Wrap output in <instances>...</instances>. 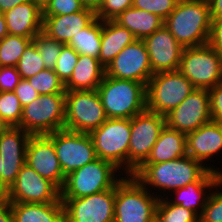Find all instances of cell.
Wrapping results in <instances>:
<instances>
[{
  "instance_id": "cell-1",
  "label": "cell",
  "mask_w": 222,
  "mask_h": 222,
  "mask_svg": "<svg viewBox=\"0 0 222 222\" xmlns=\"http://www.w3.org/2000/svg\"><path fill=\"white\" fill-rule=\"evenodd\" d=\"M208 170L200 161L186 155L159 164H142L132 176L149 191L153 188L155 191L163 190V195L168 198V192L164 194V191L174 192L189 183L196 182Z\"/></svg>"
},
{
  "instance_id": "cell-18",
  "label": "cell",
  "mask_w": 222,
  "mask_h": 222,
  "mask_svg": "<svg viewBox=\"0 0 222 222\" xmlns=\"http://www.w3.org/2000/svg\"><path fill=\"white\" fill-rule=\"evenodd\" d=\"M26 164L59 190L65 182L53 141L47 135H31L26 148Z\"/></svg>"
},
{
  "instance_id": "cell-35",
  "label": "cell",
  "mask_w": 222,
  "mask_h": 222,
  "mask_svg": "<svg viewBox=\"0 0 222 222\" xmlns=\"http://www.w3.org/2000/svg\"><path fill=\"white\" fill-rule=\"evenodd\" d=\"M16 67L21 79L33 77L45 69L42 57L33 42L26 47Z\"/></svg>"
},
{
  "instance_id": "cell-8",
  "label": "cell",
  "mask_w": 222,
  "mask_h": 222,
  "mask_svg": "<svg viewBox=\"0 0 222 222\" xmlns=\"http://www.w3.org/2000/svg\"><path fill=\"white\" fill-rule=\"evenodd\" d=\"M65 95L66 93L39 95L23 107L18 127L31 135H48L64 129Z\"/></svg>"
},
{
  "instance_id": "cell-42",
  "label": "cell",
  "mask_w": 222,
  "mask_h": 222,
  "mask_svg": "<svg viewBox=\"0 0 222 222\" xmlns=\"http://www.w3.org/2000/svg\"><path fill=\"white\" fill-rule=\"evenodd\" d=\"M208 91L212 121L222 123V81Z\"/></svg>"
},
{
  "instance_id": "cell-25",
  "label": "cell",
  "mask_w": 222,
  "mask_h": 222,
  "mask_svg": "<svg viewBox=\"0 0 222 222\" xmlns=\"http://www.w3.org/2000/svg\"><path fill=\"white\" fill-rule=\"evenodd\" d=\"M187 155L186 134L169 128L162 129L158 139L143 164H159Z\"/></svg>"
},
{
  "instance_id": "cell-3",
  "label": "cell",
  "mask_w": 222,
  "mask_h": 222,
  "mask_svg": "<svg viewBox=\"0 0 222 222\" xmlns=\"http://www.w3.org/2000/svg\"><path fill=\"white\" fill-rule=\"evenodd\" d=\"M107 118L131 119L146 110V85L104 75L97 88Z\"/></svg>"
},
{
  "instance_id": "cell-12",
  "label": "cell",
  "mask_w": 222,
  "mask_h": 222,
  "mask_svg": "<svg viewBox=\"0 0 222 222\" xmlns=\"http://www.w3.org/2000/svg\"><path fill=\"white\" fill-rule=\"evenodd\" d=\"M47 136L53 141L65 176L97 159L89 133L60 129Z\"/></svg>"
},
{
  "instance_id": "cell-13",
  "label": "cell",
  "mask_w": 222,
  "mask_h": 222,
  "mask_svg": "<svg viewBox=\"0 0 222 222\" xmlns=\"http://www.w3.org/2000/svg\"><path fill=\"white\" fill-rule=\"evenodd\" d=\"M65 222H114L115 187L81 198H60Z\"/></svg>"
},
{
  "instance_id": "cell-36",
  "label": "cell",
  "mask_w": 222,
  "mask_h": 222,
  "mask_svg": "<svg viewBox=\"0 0 222 222\" xmlns=\"http://www.w3.org/2000/svg\"><path fill=\"white\" fill-rule=\"evenodd\" d=\"M219 187V189H217ZM222 178L210 192L209 198L199 216V222H222ZM215 190V191H214Z\"/></svg>"
},
{
  "instance_id": "cell-27",
  "label": "cell",
  "mask_w": 222,
  "mask_h": 222,
  "mask_svg": "<svg viewBox=\"0 0 222 222\" xmlns=\"http://www.w3.org/2000/svg\"><path fill=\"white\" fill-rule=\"evenodd\" d=\"M14 222H65L63 202L15 203L11 202Z\"/></svg>"
},
{
  "instance_id": "cell-9",
  "label": "cell",
  "mask_w": 222,
  "mask_h": 222,
  "mask_svg": "<svg viewBox=\"0 0 222 222\" xmlns=\"http://www.w3.org/2000/svg\"><path fill=\"white\" fill-rule=\"evenodd\" d=\"M197 89H211L222 81V54L209 44L184 48L178 69Z\"/></svg>"
},
{
  "instance_id": "cell-15",
  "label": "cell",
  "mask_w": 222,
  "mask_h": 222,
  "mask_svg": "<svg viewBox=\"0 0 222 222\" xmlns=\"http://www.w3.org/2000/svg\"><path fill=\"white\" fill-rule=\"evenodd\" d=\"M105 75L147 85L154 74L143 40L136 39L123 48L105 68Z\"/></svg>"
},
{
  "instance_id": "cell-48",
  "label": "cell",
  "mask_w": 222,
  "mask_h": 222,
  "mask_svg": "<svg viewBox=\"0 0 222 222\" xmlns=\"http://www.w3.org/2000/svg\"><path fill=\"white\" fill-rule=\"evenodd\" d=\"M81 3L85 8L91 9L96 13L101 7L103 0H81Z\"/></svg>"
},
{
  "instance_id": "cell-26",
  "label": "cell",
  "mask_w": 222,
  "mask_h": 222,
  "mask_svg": "<svg viewBox=\"0 0 222 222\" xmlns=\"http://www.w3.org/2000/svg\"><path fill=\"white\" fill-rule=\"evenodd\" d=\"M135 40L132 32L114 20L102 21L99 62L106 68L123 48Z\"/></svg>"
},
{
  "instance_id": "cell-22",
  "label": "cell",
  "mask_w": 222,
  "mask_h": 222,
  "mask_svg": "<svg viewBox=\"0 0 222 222\" xmlns=\"http://www.w3.org/2000/svg\"><path fill=\"white\" fill-rule=\"evenodd\" d=\"M221 178V174L208 170L198 181L189 183L172 192L173 195L175 194V198L172 197L168 200L175 205L192 210L200 216L210 192L213 190L212 188ZM205 190H208L209 193Z\"/></svg>"
},
{
  "instance_id": "cell-31",
  "label": "cell",
  "mask_w": 222,
  "mask_h": 222,
  "mask_svg": "<svg viewBox=\"0 0 222 222\" xmlns=\"http://www.w3.org/2000/svg\"><path fill=\"white\" fill-rule=\"evenodd\" d=\"M31 38L17 35H6L0 40V67H16Z\"/></svg>"
},
{
  "instance_id": "cell-46",
  "label": "cell",
  "mask_w": 222,
  "mask_h": 222,
  "mask_svg": "<svg viewBox=\"0 0 222 222\" xmlns=\"http://www.w3.org/2000/svg\"><path fill=\"white\" fill-rule=\"evenodd\" d=\"M209 5L211 20L222 18V0H211Z\"/></svg>"
},
{
  "instance_id": "cell-49",
  "label": "cell",
  "mask_w": 222,
  "mask_h": 222,
  "mask_svg": "<svg viewBox=\"0 0 222 222\" xmlns=\"http://www.w3.org/2000/svg\"><path fill=\"white\" fill-rule=\"evenodd\" d=\"M7 24L5 20V16L0 12V40H2L6 35H8Z\"/></svg>"
},
{
  "instance_id": "cell-16",
  "label": "cell",
  "mask_w": 222,
  "mask_h": 222,
  "mask_svg": "<svg viewBox=\"0 0 222 222\" xmlns=\"http://www.w3.org/2000/svg\"><path fill=\"white\" fill-rule=\"evenodd\" d=\"M31 134L20 127H0V155L3 159L2 195L16 181L26 163V148Z\"/></svg>"
},
{
  "instance_id": "cell-40",
  "label": "cell",
  "mask_w": 222,
  "mask_h": 222,
  "mask_svg": "<svg viewBox=\"0 0 222 222\" xmlns=\"http://www.w3.org/2000/svg\"><path fill=\"white\" fill-rule=\"evenodd\" d=\"M133 0H103L96 17L102 21L114 20L120 13L132 7Z\"/></svg>"
},
{
  "instance_id": "cell-4",
  "label": "cell",
  "mask_w": 222,
  "mask_h": 222,
  "mask_svg": "<svg viewBox=\"0 0 222 222\" xmlns=\"http://www.w3.org/2000/svg\"><path fill=\"white\" fill-rule=\"evenodd\" d=\"M152 192L134 176H124L115 186L114 222H154L158 192Z\"/></svg>"
},
{
  "instance_id": "cell-37",
  "label": "cell",
  "mask_w": 222,
  "mask_h": 222,
  "mask_svg": "<svg viewBox=\"0 0 222 222\" xmlns=\"http://www.w3.org/2000/svg\"><path fill=\"white\" fill-rule=\"evenodd\" d=\"M78 57L79 53H77L72 47L67 44L62 47L54 71L64 84L69 80L76 66Z\"/></svg>"
},
{
  "instance_id": "cell-17",
  "label": "cell",
  "mask_w": 222,
  "mask_h": 222,
  "mask_svg": "<svg viewBox=\"0 0 222 222\" xmlns=\"http://www.w3.org/2000/svg\"><path fill=\"white\" fill-rule=\"evenodd\" d=\"M166 125L176 131L189 134L212 121L209 91L195 89L175 109L165 116Z\"/></svg>"
},
{
  "instance_id": "cell-32",
  "label": "cell",
  "mask_w": 222,
  "mask_h": 222,
  "mask_svg": "<svg viewBox=\"0 0 222 222\" xmlns=\"http://www.w3.org/2000/svg\"><path fill=\"white\" fill-rule=\"evenodd\" d=\"M23 106L14 92H0V127H18Z\"/></svg>"
},
{
  "instance_id": "cell-21",
  "label": "cell",
  "mask_w": 222,
  "mask_h": 222,
  "mask_svg": "<svg viewBox=\"0 0 222 222\" xmlns=\"http://www.w3.org/2000/svg\"><path fill=\"white\" fill-rule=\"evenodd\" d=\"M95 17L96 13L88 8L70 15L43 16L42 32L58 42L68 44Z\"/></svg>"
},
{
  "instance_id": "cell-45",
  "label": "cell",
  "mask_w": 222,
  "mask_h": 222,
  "mask_svg": "<svg viewBox=\"0 0 222 222\" xmlns=\"http://www.w3.org/2000/svg\"><path fill=\"white\" fill-rule=\"evenodd\" d=\"M0 222H14L11 202L5 195H0Z\"/></svg>"
},
{
  "instance_id": "cell-50",
  "label": "cell",
  "mask_w": 222,
  "mask_h": 222,
  "mask_svg": "<svg viewBox=\"0 0 222 222\" xmlns=\"http://www.w3.org/2000/svg\"><path fill=\"white\" fill-rule=\"evenodd\" d=\"M30 1H32L41 10H43L47 6V4L49 3L50 0H30Z\"/></svg>"
},
{
  "instance_id": "cell-20",
  "label": "cell",
  "mask_w": 222,
  "mask_h": 222,
  "mask_svg": "<svg viewBox=\"0 0 222 222\" xmlns=\"http://www.w3.org/2000/svg\"><path fill=\"white\" fill-rule=\"evenodd\" d=\"M187 155L222 175V170L208 166L204 162L222 152V123L210 121L186 135Z\"/></svg>"
},
{
  "instance_id": "cell-51",
  "label": "cell",
  "mask_w": 222,
  "mask_h": 222,
  "mask_svg": "<svg viewBox=\"0 0 222 222\" xmlns=\"http://www.w3.org/2000/svg\"><path fill=\"white\" fill-rule=\"evenodd\" d=\"M3 159L0 155V195H2V169H3Z\"/></svg>"
},
{
  "instance_id": "cell-30",
  "label": "cell",
  "mask_w": 222,
  "mask_h": 222,
  "mask_svg": "<svg viewBox=\"0 0 222 222\" xmlns=\"http://www.w3.org/2000/svg\"><path fill=\"white\" fill-rule=\"evenodd\" d=\"M158 195L156 205L157 222H199V215L185 207L171 203L166 197Z\"/></svg>"
},
{
  "instance_id": "cell-29",
  "label": "cell",
  "mask_w": 222,
  "mask_h": 222,
  "mask_svg": "<svg viewBox=\"0 0 222 222\" xmlns=\"http://www.w3.org/2000/svg\"><path fill=\"white\" fill-rule=\"evenodd\" d=\"M102 35V20L95 17L86 27L74 35L67 44L79 55L99 57Z\"/></svg>"
},
{
  "instance_id": "cell-5",
  "label": "cell",
  "mask_w": 222,
  "mask_h": 222,
  "mask_svg": "<svg viewBox=\"0 0 222 222\" xmlns=\"http://www.w3.org/2000/svg\"><path fill=\"white\" fill-rule=\"evenodd\" d=\"M119 170L113 163L97 158L65 177L60 198H81L114 188L124 178L120 176H126Z\"/></svg>"
},
{
  "instance_id": "cell-38",
  "label": "cell",
  "mask_w": 222,
  "mask_h": 222,
  "mask_svg": "<svg viewBox=\"0 0 222 222\" xmlns=\"http://www.w3.org/2000/svg\"><path fill=\"white\" fill-rule=\"evenodd\" d=\"M178 0H133V7L158 15L165 20L175 9Z\"/></svg>"
},
{
  "instance_id": "cell-39",
  "label": "cell",
  "mask_w": 222,
  "mask_h": 222,
  "mask_svg": "<svg viewBox=\"0 0 222 222\" xmlns=\"http://www.w3.org/2000/svg\"><path fill=\"white\" fill-rule=\"evenodd\" d=\"M84 8L81 0H50L42 10V16L70 15Z\"/></svg>"
},
{
  "instance_id": "cell-34",
  "label": "cell",
  "mask_w": 222,
  "mask_h": 222,
  "mask_svg": "<svg viewBox=\"0 0 222 222\" xmlns=\"http://www.w3.org/2000/svg\"><path fill=\"white\" fill-rule=\"evenodd\" d=\"M32 42L36 45L44 62L45 68L54 70L62 47L65 44L48 37L42 31L33 38Z\"/></svg>"
},
{
  "instance_id": "cell-43",
  "label": "cell",
  "mask_w": 222,
  "mask_h": 222,
  "mask_svg": "<svg viewBox=\"0 0 222 222\" xmlns=\"http://www.w3.org/2000/svg\"><path fill=\"white\" fill-rule=\"evenodd\" d=\"M14 93L23 107L39 96V93L34 90L27 79L20 80L19 84L15 87Z\"/></svg>"
},
{
  "instance_id": "cell-41",
  "label": "cell",
  "mask_w": 222,
  "mask_h": 222,
  "mask_svg": "<svg viewBox=\"0 0 222 222\" xmlns=\"http://www.w3.org/2000/svg\"><path fill=\"white\" fill-rule=\"evenodd\" d=\"M20 80L17 67H0V92H14Z\"/></svg>"
},
{
  "instance_id": "cell-24",
  "label": "cell",
  "mask_w": 222,
  "mask_h": 222,
  "mask_svg": "<svg viewBox=\"0 0 222 222\" xmlns=\"http://www.w3.org/2000/svg\"><path fill=\"white\" fill-rule=\"evenodd\" d=\"M105 75V67L99 59L79 55L76 66L64 84L66 91L97 90Z\"/></svg>"
},
{
  "instance_id": "cell-7",
  "label": "cell",
  "mask_w": 222,
  "mask_h": 222,
  "mask_svg": "<svg viewBox=\"0 0 222 222\" xmlns=\"http://www.w3.org/2000/svg\"><path fill=\"white\" fill-rule=\"evenodd\" d=\"M96 156L113 163L128 175V149L131 136L130 119L108 118L90 133Z\"/></svg>"
},
{
  "instance_id": "cell-14",
  "label": "cell",
  "mask_w": 222,
  "mask_h": 222,
  "mask_svg": "<svg viewBox=\"0 0 222 222\" xmlns=\"http://www.w3.org/2000/svg\"><path fill=\"white\" fill-rule=\"evenodd\" d=\"M5 196L15 203H54L60 190L25 163Z\"/></svg>"
},
{
  "instance_id": "cell-33",
  "label": "cell",
  "mask_w": 222,
  "mask_h": 222,
  "mask_svg": "<svg viewBox=\"0 0 222 222\" xmlns=\"http://www.w3.org/2000/svg\"><path fill=\"white\" fill-rule=\"evenodd\" d=\"M39 95L66 93L64 83L52 69H43L37 75L27 79Z\"/></svg>"
},
{
  "instance_id": "cell-11",
  "label": "cell",
  "mask_w": 222,
  "mask_h": 222,
  "mask_svg": "<svg viewBox=\"0 0 222 222\" xmlns=\"http://www.w3.org/2000/svg\"><path fill=\"white\" fill-rule=\"evenodd\" d=\"M165 125V116L147 109L130 119L131 136L128 149V175H133L147 160Z\"/></svg>"
},
{
  "instance_id": "cell-28",
  "label": "cell",
  "mask_w": 222,
  "mask_h": 222,
  "mask_svg": "<svg viewBox=\"0 0 222 222\" xmlns=\"http://www.w3.org/2000/svg\"><path fill=\"white\" fill-rule=\"evenodd\" d=\"M114 21L132 32L139 40L150 36L164 25V20L158 15L133 6L120 13Z\"/></svg>"
},
{
  "instance_id": "cell-44",
  "label": "cell",
  "mask_w": 222,
  "mask_h": 222,
  "mask_svg": "<svg viewBox=\"0 0 222 222\" xmlns=\"http://www.w3.org/2000/svg\"><path fill=\"white\" fill-rule=\"evenodd\" d=\"M208 44L222 54V18L211 21V31Z\"/></svg>"
},
{
  "instance_id": "cell-10",
  "label": "cell",
  "mask_w": 222,
  "mask_h": 222,
  "mask_svg": "<svg viewBox=\"0 0 222 222\" xmlns=\"http://www.w3.org/2000/svg\"><path fill=\"white\" fill-rule=\"evenodd\" d=\"M64 129L90 133L108 118L97 90L66 91Z\"/></svg>"
},
{
  "instance_id": "cell-23",
  "label": "cell",
  "mask_w": 222,
  "mask_h": 222,
  "mask_svg": "<svg viewBox=\"0 0 222 222\" xmlns=\"http://www.w3.org/2000/svg\"><path fill=\"white\" fill-rule=\"evenodd\" d=\"M9 34L33 38L42 31V10L32 1L3 13Z\"/></svg>"
},
{
  "instance_id": "cell-19",
  "label": "cell",
  "mask_w": 222,
  "mask_h": 222,
  "mask_svg": "<svg viewBox=\"0 0 222 222\" xmlns=\"http://www.w3.org/2000/svg\"><path fill=\"white\" fill-rule=\"evenodd\" d=\"M143 42L149 54L153 74L179 69L184 48L165 25L144 38Z\"/></svg>"
},
{
  "instance_id": "cell-2",
  "label": "cell",
  "mask_w": 222,
  "mask_h": 222,
  "mask_svg": "<svg viewBox=\"0 0 222 222\" xmlns=\"http://www.w3.org/2000/svg\"><path fill=\"white\" fill-rule=\"evenodd\" d=\"M211 21L209 2L182 0L164 20V25L183 48H189L208 44Z\"/></svg>"
},
{
  "instance_id": "cell-47",
  "label": "cell",
  "mask_w": 222,
  "mask_h": 222,
  "mask_svg": "<svg viewBox=\"0 0 222 222\" xmlns=\"http://www.w3.org/2000/svg\"><path fill=\"white\" fill-rule=\"evenodd\" d=\"M30 0H0V12L5 13L12 9L13 7L27 3Z\"/></svg>"
},
{
  "instance_id": "cell-6",
  "label": "cell",
  "mask_w": 222,
  "mask_h": 222,
  "mask_svg": "<svg viewBox=\"0 0 222 222\" xmlns=\"http://www.w3.org/2000/svg\"><path fill=\"white\" fill-rule=\"evenodd\" d=\"M195 89L179 70L155 73L146 85V109L166 116Z\"/></svg>"
}]
</instances>
